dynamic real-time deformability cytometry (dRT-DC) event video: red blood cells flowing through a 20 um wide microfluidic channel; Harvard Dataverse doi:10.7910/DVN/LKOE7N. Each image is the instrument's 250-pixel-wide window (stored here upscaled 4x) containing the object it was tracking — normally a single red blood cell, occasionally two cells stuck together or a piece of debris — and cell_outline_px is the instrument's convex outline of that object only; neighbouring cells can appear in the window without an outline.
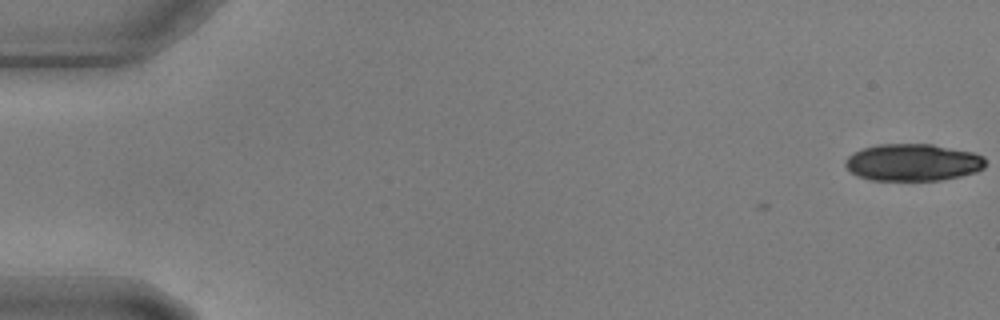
{"species": "common noctule bat (a hibernating species)", "species_latin": "Nyctalus noctula", "temperature_condition": "warm", "stored_images_in_passage": 3, "camera_frame_rate_fps": 3000, "um_per_image_px": 0.085, "animal": {"sex": "male", "body_mass_g": 17.9, "forearm_length_mm": 54.2}, "frame": {"image": 1, "passage_image": 1, "time_ms": 0.0, "image_size_px": [1000, 320], "cell_outline_px": [[984, 168], [976, 172], [960, 176], [940, 180], [868, 180], [856, 176], [844, 164], [844, 160], [852, 152], [876, 144], [932, 144], [972, 152], [984, 156]], "centroid_in_image_um": [77.56, 13.8], "position_along_channel_um": 7.4, "area_um2": 30.4}}